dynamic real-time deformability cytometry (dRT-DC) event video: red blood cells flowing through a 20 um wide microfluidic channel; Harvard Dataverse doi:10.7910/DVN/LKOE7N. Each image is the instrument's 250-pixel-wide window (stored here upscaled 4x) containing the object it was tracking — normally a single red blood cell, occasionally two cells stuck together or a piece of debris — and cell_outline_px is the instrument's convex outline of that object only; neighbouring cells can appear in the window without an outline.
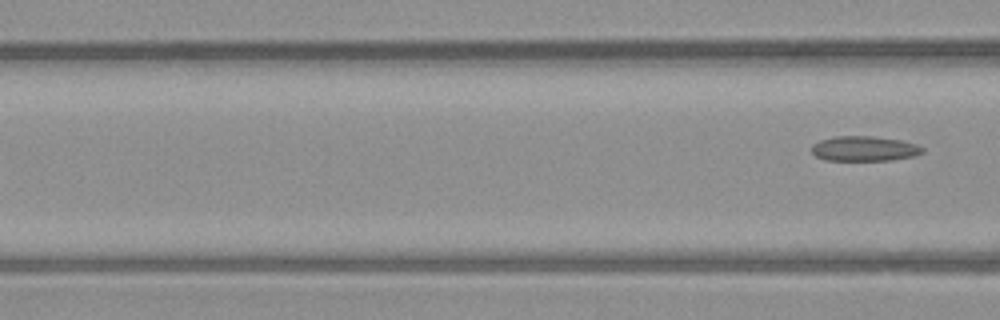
{"species": "common noctule bat (a hibernating species)", "species_latin": "Nyctalus noctula", "temperature_condition": "warm", "stored_images_in_passage": 7, "camera_frame_rate_fps": 3000, "um_per_image_px": 0.085, "animal": {"sex": "male", "body_mass_g": 23.1, "forearm_length_mm": 52.7}, "frame": {"image": 1, "passage_image": 7, "time_ms": 7.333, "image_size_px": [1000, 320], "cell_outline_px": [[924, 152], [912, 156], [892, 160], [824, 160], [816, 156], [812, 152], [812, 144], [820, 140], [832, 136], [872, 136], [900, 140], [916, 144], [924, 148]], "centroid_in_image_um": [73.44, 12.63], "position_along_channel_um": 93.2, "area_um2": 16.13}}